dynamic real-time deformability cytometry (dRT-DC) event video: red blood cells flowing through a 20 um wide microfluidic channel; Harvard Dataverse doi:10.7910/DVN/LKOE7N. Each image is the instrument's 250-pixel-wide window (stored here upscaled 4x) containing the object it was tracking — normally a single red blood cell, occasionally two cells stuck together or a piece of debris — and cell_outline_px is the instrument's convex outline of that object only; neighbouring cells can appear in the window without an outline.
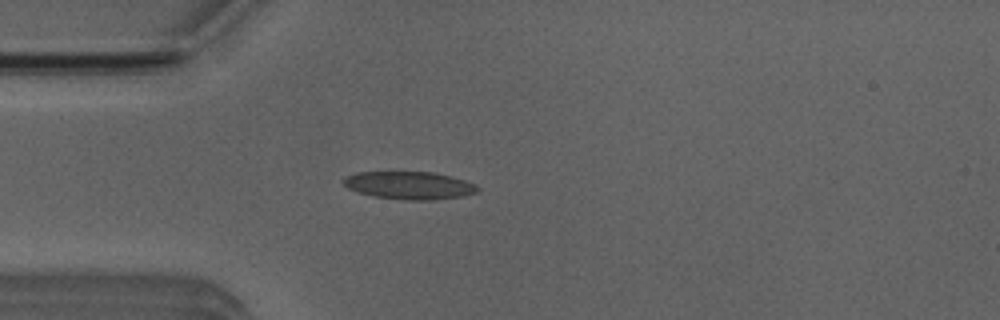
{"species": "Egyptian fruit bat (a non-hibernating species)", "species_latin": "Rousettus aegyptiacus", "temperature_condition": "room temperature", "stored_images_in_passage": 3, "camera_frame_rate_fps": 3000, "um_per_image_px": 0.085, "animal": {"sex": "male"}, "frame": {"image": 1, "passage_image": 3, "time_ms": 2.333, "image_size_px": [1000, 320], "cell_outline_px": [[480, 188], [476, 192], [464, 196], [436, 200], [408, 200], [376, 196], [356, 192], [348, 188], [340, 180], [344, 176], [356, 172], [432, 172], [452, 176], [476, 184]], "centroid_in_image_um": [34.78, 15.75], "position_along_channel_um": 50.2, "area_um2": 21.85}}